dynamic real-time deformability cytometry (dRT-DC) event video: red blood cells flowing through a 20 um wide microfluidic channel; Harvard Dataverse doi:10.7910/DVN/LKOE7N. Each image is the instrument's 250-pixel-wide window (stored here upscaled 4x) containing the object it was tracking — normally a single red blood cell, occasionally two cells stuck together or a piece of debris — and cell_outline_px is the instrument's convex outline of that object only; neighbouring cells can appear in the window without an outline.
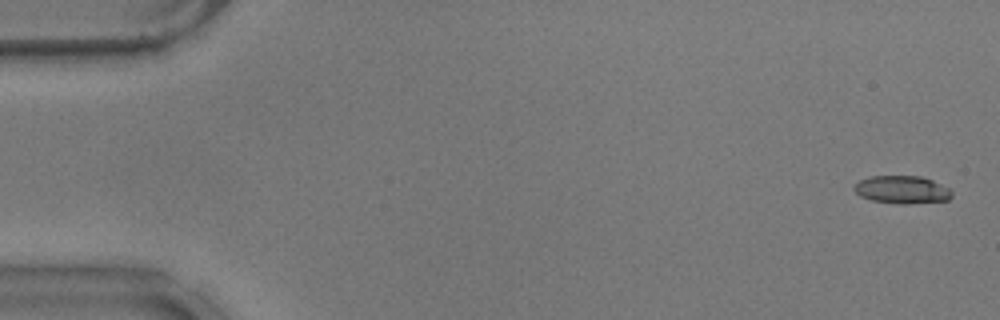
{"species": "common noctule bat (a hibernating species)", "species_latin": "Nyctalus noctula", "temperature_condition": "warm", "stored_images_in_passage": 54, "camera_frame_rate_fps": 3000, "um_per_image_px": 0.085, "animal": {"sex": "male", "body_mass_g": 17.9}, "frame": {"image": 1, "passage_image": 1, "time_ms": 0.0, "image_size_px": [1000, 320], "cell_outline_px": [[952, 196], [948, 200], [908, 204], [896, 204], [872, 200], [860, 196], [852, 188], [860, 180], [872, 176], [920, 176], [932, 180], [948, 188], [952, 192]], "centroid_in_image_um": [76.67, 16.13], "position_along_channel_um": 8.3, "area_um2": 15.78}}
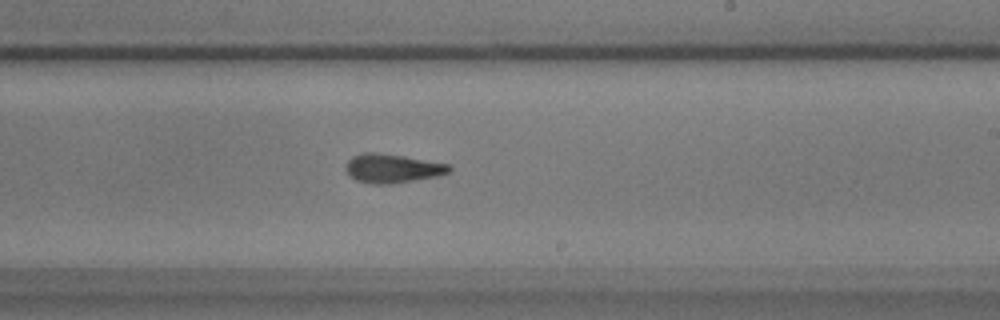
{"frame": {"image": 2, "passage_image": 32, "time_ms": 10.333, "image_size_px": [1000, 320], "cell_outline_px": [[452, 172], [440, 176], [388, 184], [372, 184], [356, 180], [348, 176], [344, 168], [348, 160], [352, 156], [364, 152], [376, 152], [404, 156], [448, 164], [452, 168]], "centroid_in_image_um": [33.33, 14.31], "position_along_channel_um": 255.7, "area_um2": 17.63}}
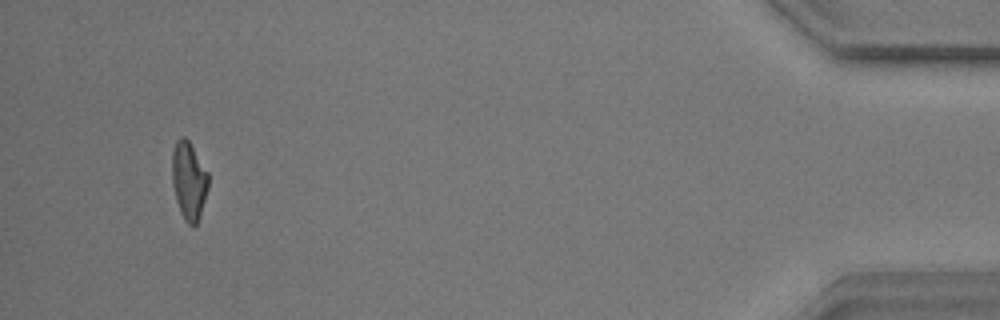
{"frame": {"image": 3, "passage_image": 51, "time_ms": 16.667, "image_size_px": [1000, 320], "cell_outline_px": [[208, 188], [200, 216], [196, 224], [188, 224], [184, 220], [180, 212], [176, 200], [172, 184], [172, 152], [176, 140], [180, 136], [184, 136], [188, 140], [208, 172]], "centroid_in_image_um": [16.04, 15.34], "position_along_channel_um": 419.2, "area_um2": 16.47}, "authors_computed_cell_mechanics": {"area_um2": 16.7331, "velocity_mm_per_s": 3.7353, "shape_relaxation_time_tau1_ms": 7.5881, "shape_relaxation_time_tau2_ms": 1.5028, "deformation_change_tau1": 0.2376, "deformation_change_tau2": 0.1025}}